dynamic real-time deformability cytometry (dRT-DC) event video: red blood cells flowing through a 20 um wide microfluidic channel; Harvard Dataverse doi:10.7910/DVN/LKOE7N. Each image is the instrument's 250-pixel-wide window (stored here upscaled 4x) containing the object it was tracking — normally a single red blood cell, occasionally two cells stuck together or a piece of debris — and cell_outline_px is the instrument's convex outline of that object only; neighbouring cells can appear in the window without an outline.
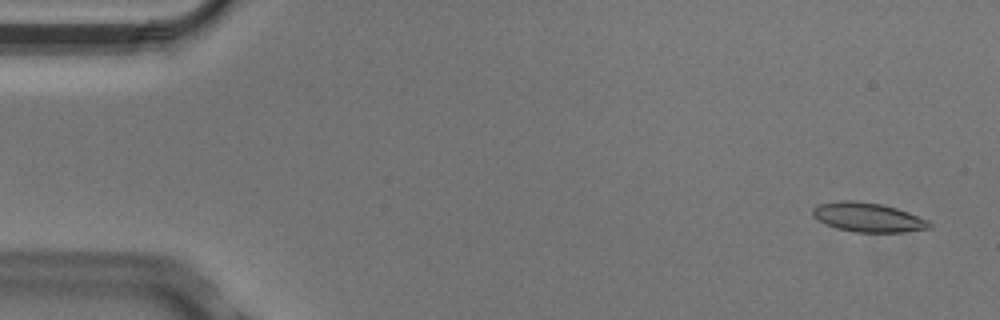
{"species": "Egyptian fruit bat (a non-hibernating species)", "species_latin": "Rousettus aegyptiacus", "temperature_condition": "cold", "stored_images_in_passage": 6, "camera_frame_rate_fps": 3000, "um_per_image_px": 0.085, "animal": {"sex": "male"}, "frame": {"image": 1, "passage_image": 1, "time_ms": 0.0, "image_size_px": [1000, 320], "cell_outline_px": [[932, 228], [904, 232], [856, 232], [836, 228], [824, 224], [812, 216], [812, 208], [820, 204], [840, 200], [856, 200], [880, 204], [896, 208], [908, 212], [928, 220], [932, 224]], "centroid_in_image_um": [73.76, 18.47], "position_along_channel_um": 11.2, "area_um2": 20.0}}